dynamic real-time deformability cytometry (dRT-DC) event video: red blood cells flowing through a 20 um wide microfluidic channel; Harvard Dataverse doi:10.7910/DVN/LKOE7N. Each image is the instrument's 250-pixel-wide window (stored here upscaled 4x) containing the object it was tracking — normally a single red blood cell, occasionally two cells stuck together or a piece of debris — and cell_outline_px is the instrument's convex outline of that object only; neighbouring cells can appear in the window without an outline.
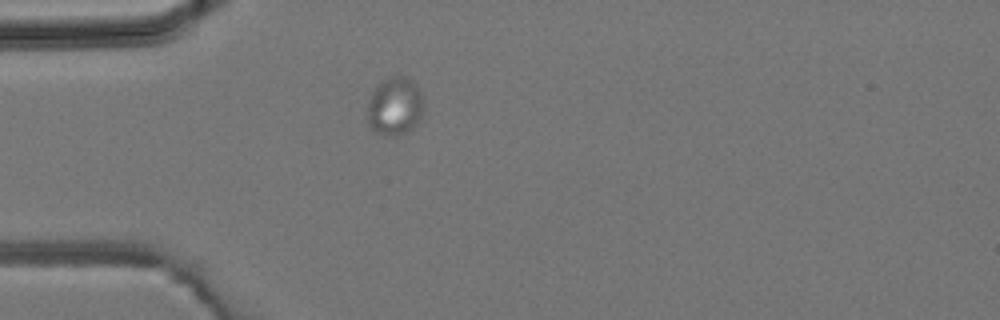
{"species": "common noctule bat (a hibernating species)", "species_latin": "Nyctalus noctula", "temperature_condition": "room temperature", "stored_images_in_passage": 30, "camera_frame_rate_fps": 3000, "um_per_image_px": 0.085, "animal": {"sex": "male", "body_mass_g": 19.2, "forearm_length_mm": 51.8}, "frame": {"image": 1, "passage_image": 1, "time_ms": 0.0, "image_size_px": [1000, 320], "cell_outline_px": [[424, 112], [420, 120], [412, 128], [396, 136], [384, 136], [376, 132], [372, 128], [368, 120], [368, 100], [376, 84], [388, 76], [396, 72], [412, 80], [420, 88], [424, 100]], "centroid_in_image_um": [33.59, 8.97], "position_along_channel_um": 51.4, "area_um2": 19.77}}
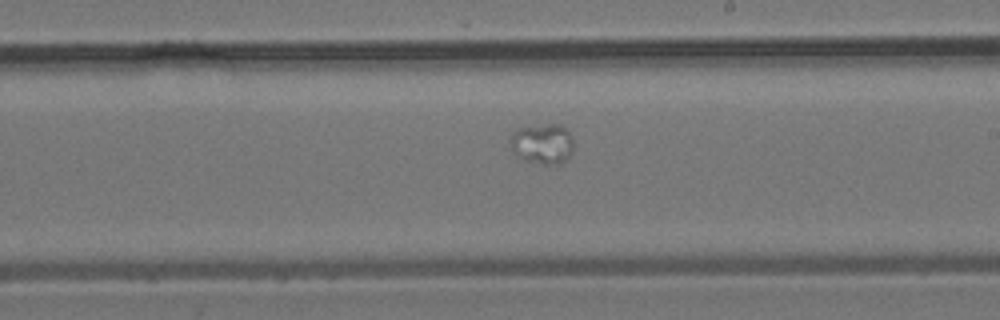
{"frame": {"image": 2, "passage_image": 15, "time_ms": 4.667, "image_size_px": [1000, 320], "cell_outline_px": [[572, 152], [560, 164], [540, 164], [524, 160], [512, 152], [508, 140], [512, 132], [516, 128], [548, 124], [560, 124], [568, 128], [572, 136]], "centroid_in_image_um": [46.07, 12.2], "position_along_channel_um": 242.9, "area_um2": 15.2}}
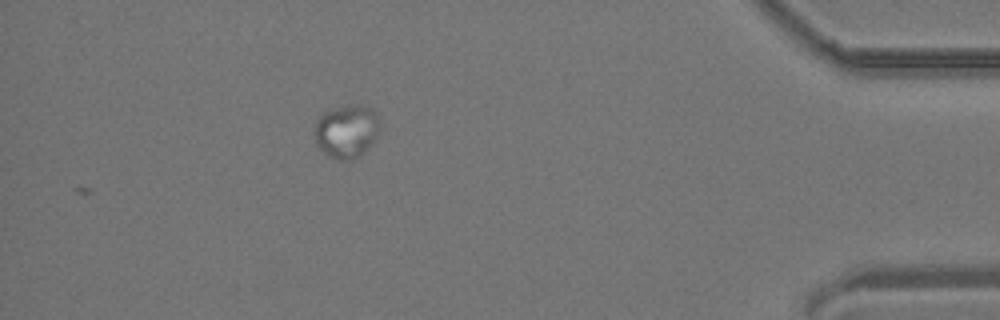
{"frame": {"image": 3, "passage_image": 30, "time_ms": 9.667, "image_size_px": [1000, 320], "cell_outline_px": [[380, 132], [364, 152], [348, 160], [340, 160], [328, 156], [316, 144], [316, 120], [324, 112], [348, 104], [356, 104], [372, 108], [376, 112], [380, 124]], "centroid_in_image_um": [29.49, 11.13], "position_along_channel_um": 405.7, "area_um2": 20.11}}